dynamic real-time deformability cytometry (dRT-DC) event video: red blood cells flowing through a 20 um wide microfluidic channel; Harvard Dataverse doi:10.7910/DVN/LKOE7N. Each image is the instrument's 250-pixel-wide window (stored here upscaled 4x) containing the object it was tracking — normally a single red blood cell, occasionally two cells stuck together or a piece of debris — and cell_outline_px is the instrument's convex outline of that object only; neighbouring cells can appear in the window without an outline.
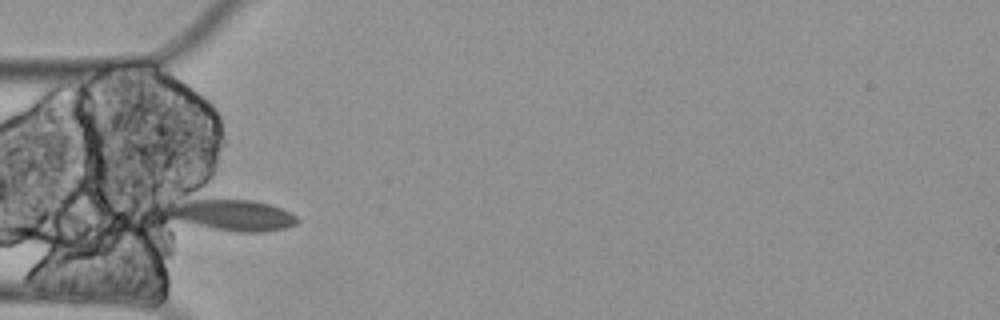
{"species": "Egyptian fruit bat (a non-hibernating species)", "species_latin": "Rousettus aegyptiacus", "temperature_condition": "cold", "stored_images_in_passage": 4, "camera_frame_rate_fps": 3000, "um_per_image_px": 0.085, "animal": {"sex": "female"}, "frame": {"image": 1, "passage_image": 3, "time_ms": 0.667, "image_size_px": [1000, 320], "cell_outline_px": [[300, 220], [296, 224], [284, 228], [264, 232], [236, 232], [212, 228], [168, 220], [164, 204], [168, 200], [200, 196], [204, 196], [256, 200], [272, 204], [296, 216]], "centroid_in_image_um": [19.49, 18.2], "position_along_channel_um": 65.5, "area_um2": 25.66}}
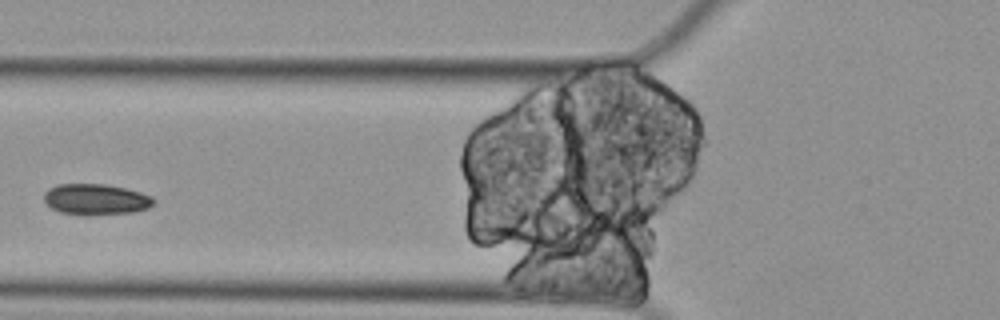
{"frame": {"image": 2, "passage_image": 4, "time_ms": 1.0, "image_size_px": [1000, 320], "cell_outline_px": [[156, 200], [148, 208], [132, 212], [88, 216], [60, 212], [52, 208], [44, 200], [44, 192], [48, 188], [56, 184], [104, 184], [124, 188], [140, 192], [152, 196]], "centroid_in_image_um": [8.13, 16.95], "position_along_channel_um": 117.7, "area_um2": 19.88}}